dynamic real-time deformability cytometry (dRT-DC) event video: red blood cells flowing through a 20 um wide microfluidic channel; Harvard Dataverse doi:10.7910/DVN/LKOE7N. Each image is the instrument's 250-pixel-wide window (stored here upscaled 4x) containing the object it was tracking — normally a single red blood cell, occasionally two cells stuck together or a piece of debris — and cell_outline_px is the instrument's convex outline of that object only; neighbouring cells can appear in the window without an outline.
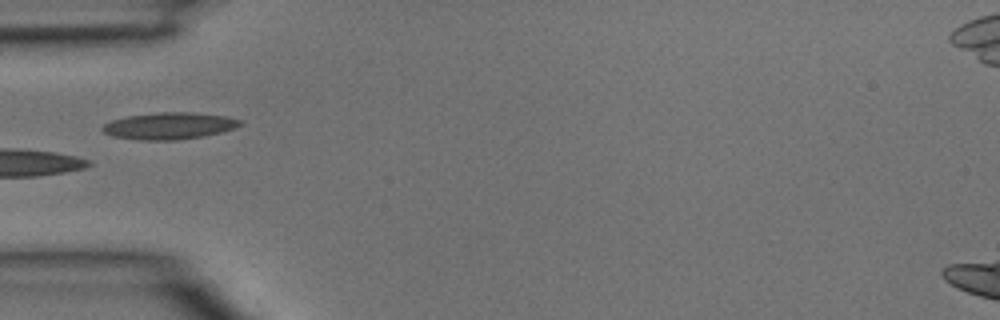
{"species": "common noctule bat (a hibernating species)", "species_latin": "Nyctalus noctula", "temperature_condition": "room temperature", "stored_images_in_passage": 4, "camera_frame_rate_fps": 3000, "um_per_image_px": 0.085, "animal": {"sex": "male", "body_mass_g": 15.6}, "frame": {"image": 1, "passage_image": 3, "time_ms": 0.667, "image_size_px": [1000, 320], "cell_outline_px": [[244, 124], [236, 128], [204, 136], [176, 140], [136, 140], [112, 136], [104, 132], [100, 128], [104, 124], [112, 120], [128, 116], [160, 112], [192, 112], [224, 116], [244, 120]], "centroid_in_image_um": [14.41, 10.7], "position_along_channel_um": 70.6, "area_um2": 21.62}}
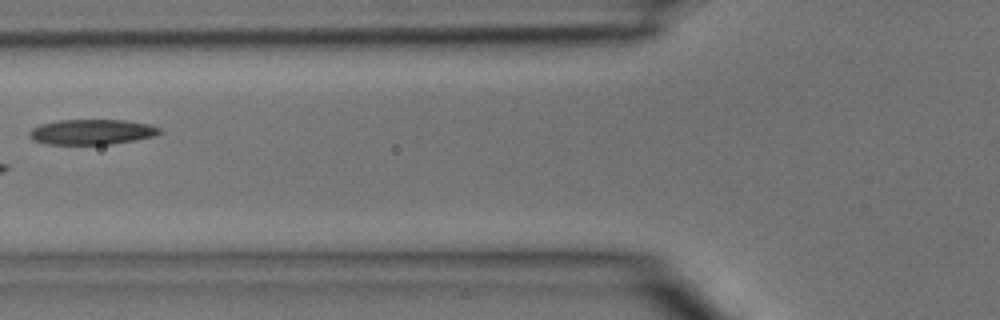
{"frame": {"image": 2, "passage_image": 4, "time_ms": 1.0, "image_size_px": [1000, 320], "cell_outline_px": [[164, 132], [156, 136], [112, 144], [48, 144], [36, 140], [28, 136], [28, 132], [32, 128], [40, 124], [60, 120], [128, 120], [148, 124], [160, 128]], "centroid_in_image_um": [7.84, 11.21], "position_along_channel_um": 118.0, "area_um2": 19.19}}